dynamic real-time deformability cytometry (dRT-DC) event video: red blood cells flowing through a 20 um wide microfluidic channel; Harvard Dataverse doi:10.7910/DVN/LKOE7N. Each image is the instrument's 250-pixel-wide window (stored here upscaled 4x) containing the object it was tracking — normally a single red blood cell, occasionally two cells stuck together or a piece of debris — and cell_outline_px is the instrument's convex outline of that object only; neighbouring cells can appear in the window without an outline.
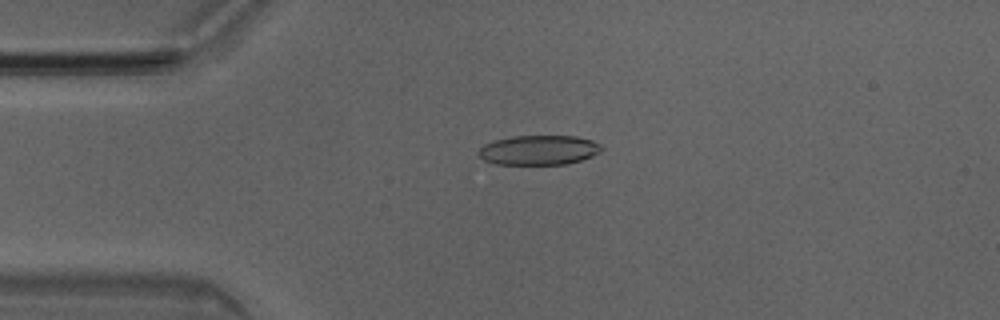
{"species": "Egyptian fruit bat (a non-hibernating species)", "species_latin": "Rousettus aegyptiacus", "temperature_condition": "room temperature", "stored_images_in_passage": 32, "camera_frame_rate_fps": 3000, "um_per_image_px": 0.085, "animal": {"sex": "male"}, "frame": {"image": 1, "passage_image": 1, "time_ms": 0.0, "image_size_px": [1000, 320], "cell_outline_px": [[604, 148], [600, 152], [592, 156], [568, 164], [496, 164], [484, 160], [476, 156], [476, 152], [484, 144], [496, 140], [512, 136], [576, 136], [592, 140], [600, 144]], "centroid_in_image_um": [45.78, 12.76], "position_along_channel_um": 39.2, "area_um2": 21.39}}
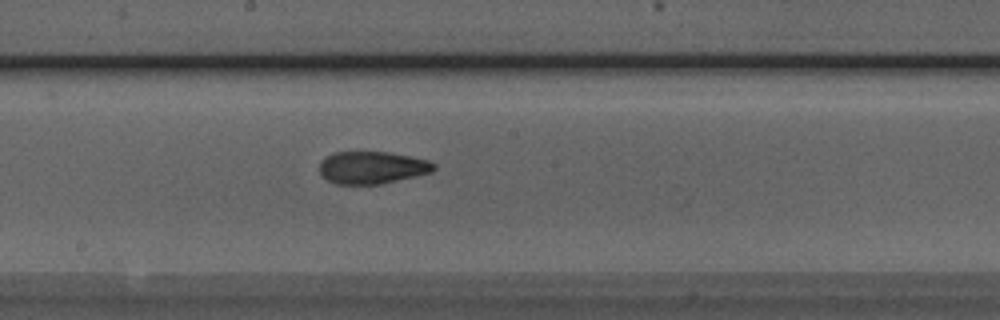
{"frame": {"image": 2, "passage_image": 16, "time_ms": 5.0, "image_size_px": [1000, 320], "cell_outline_px": [[436, 168], [432, 172], [416, 176], [380, 184], [336, 184], [320, 176], [320, 160], [324, 156], [336, 152], [388, 152], [412, 156], [428, 160], [436, 164]], "centroid_in_image_um": [31.62, 14.24], "position_along_channel_um": 216.6, "area_um2": 21.79}}
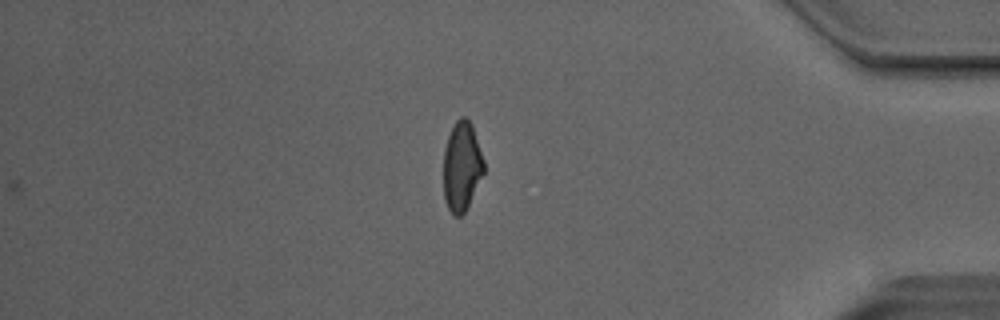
{"frame": {"image": 3, "passage_image": 32, "time_ms": 10.333, "image_size_px": [1000, 320], "cell_outline_px": [[484, 172], [464, 212], [460, 216], [452, 216], [444, 200], [444, 148], [448, 136], [456, 120], [460, 116], [464, 116], [472, 124], [484, 160]], "centroid_in_image_um": [39.24, 14.13], "position_along_channel_um": 396.0, "area_um2": 20.92}, "authors_computed_cell_mechanics": {"area_um2": 21.9929, "velocity_mm_per_s": 4.0485, "shape_relaxation_time_tau1_ms": 5.14, "shape_relaxation_time_tau2_ms": 2.043, "deformation_change_tau1": 0.1619, "deformation_change_tau2": 0.0793}}